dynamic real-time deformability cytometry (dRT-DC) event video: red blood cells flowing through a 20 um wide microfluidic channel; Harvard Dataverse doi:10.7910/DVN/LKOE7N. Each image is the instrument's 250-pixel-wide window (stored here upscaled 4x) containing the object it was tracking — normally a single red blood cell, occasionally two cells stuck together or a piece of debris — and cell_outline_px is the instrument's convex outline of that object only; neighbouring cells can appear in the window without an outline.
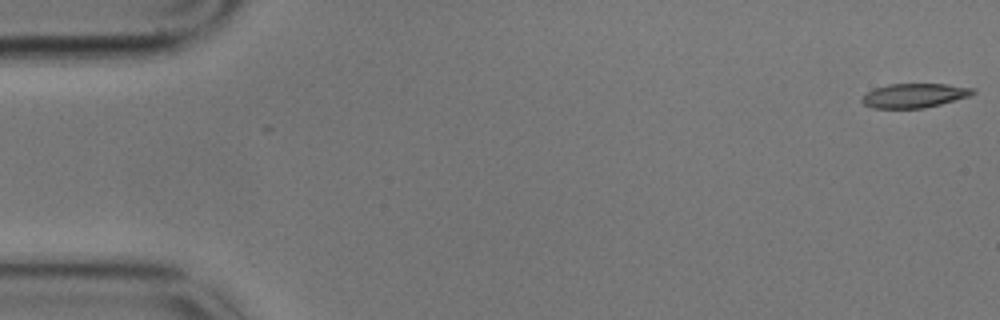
{"species": "common noctule bat (a hibernating species)", "species_latin": "Nyctalus noctula", "temperature_condition": "cold", "stored_images_in_passage": 12, "camera_frame_rate_fps": 3000, "um_per_image_px": 0.085, "animal": {"sex": "male", "body_mass_g": 17.9}, "frame": {"image": 1, "passage_image": 1, "time_ms": 0.0, "image_size_px": [1000, 320], "cell_outline_px": [[976, 92], [968, 96], [940, 104], [924, 108], [872, 108], [864, 104], [860, 100], [868, 92], [876, 88], [888, 84], [948, 84], [976, 88]], "centroid_in_image_um": [77.74, 8.11], "position_along_channel_um": 7.3, "area_um2": 15.55}}